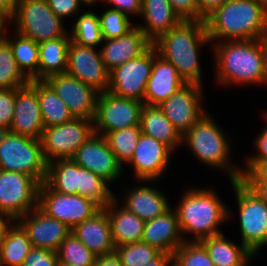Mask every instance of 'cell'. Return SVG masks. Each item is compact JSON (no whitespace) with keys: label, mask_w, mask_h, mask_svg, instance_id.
Returning a JSON list of instances; mask_svg holds the SVG:
<instances>
[{"label":"cell","mask_w":267,"mask_h":266,"mask_svg":"<svg viewBox=\"0 0 267 266\" xmlns=\"http://www.w3.org/2000/svg\"><path fill=\"white\" fill-rule=\"evenodd\" d=\"M140 15L145 19L146 25L137 26L152 43L183 21L169 0H142Z\"/></svg>","instance_id":"25"},{"label":"cell","mask_w":267,"mask_h":266,"mask_svg":"<svg viewBox=\"0 0 267 266\" xmlns=\"http://www.w3.org/2000/svg\"><path fill=\"white\" fill-rule=\"evenodd\" d=\"M32 248L23 227L17 221L12 222L0 250V266H21Z\"/></svg>","instance_id":"33"},{"label":"cell","mask_w":267,"mask_h":266,"mask_svg":"<svg viewBox=\"0 0 267 266\" xmlns=\"http://www.w3.org/2000/svg\"><path fill=\"white\" fill-rule=\"evenodd\" d=\"M252 171L261 180L267 181V160L261 161Z\"/></svg>","instance_id":"56"},{"label":"cell","mask_w":267,"mask_h":266,"mask_svg":"<svg viewBox=\"0 0 267 266\" xmlns=\"http://www.w3.org/2000/svg\"><path fill=\"white\" fill-rule=\"evenodd\" d=\"M15 88L0 89V131H8L13 121Z\"/></svg>","instance_id":"43"},{"label":"cell","mask_w":267,"mask_h":266,"mask_svg":"<svg viewBox=\"0 0 267 266\" xmlns=\"http://www.w3.org/2000/svg\"><path fill=\"white\" fill-rule=\"evenodd\" d=\"M98 16L99 15L92 11L80 13L73 25L74 27L70 34V40L82 46L95 48L102 44L103 39Z\"/></svg>","instance_id":"37"},{"label":"cell","mask_w":267,"mask_h":266,"mask_svg":"<svg viewBox=\"0 0 267 266\" xmlns=\"http://www.w3.org/2000/svg\"><path fill=\"white\" fill-rule=\"evenodd\" d=\"M66 73L100 93L108 90L109 71L102 61L100 51H97L95 47L82 46L70 40Z\"/></svg>","instance_id":"16"},{"label":"cell","mask_w":267,"mask_h":266,"mask_svg":"<svg viewBox=\"0 0 267 266\" xmlns=\"http://www.w3.org/2000/svg\"><path fill=\"white\" fill-rule=\"evenodd\" d=\"M145 266H173L172 254L161 253L157 258L150 261Z\"/></svg>","instance_id":"53"},{"label":"cell","mask_w":267,"mask_h":266,"mask_svg":"<svg viewBox=\"0 0 267 266\" xmlns=\"http://www.w3.org/2000/svg\"><path fill=\"white\" fill-rule=\"evenodd\" d=\"M57 266H72V265H68V264H65L63 262L58 261Z\"/></svg>","instance_id":"60"},{"label":"cell","mask_w":267,"mask_h":266,"mask_svg":"<svg viewBox=\"0 0 267 266\" xmlns=\"http://www.w3.org/2000/svg\"><path fill=\"white\" fill-rule=\"evenodd\" d=\"M172 150L151 136L141 133L131 159L134 175L140 182H151L161 177L168 167Z\"/></svg>","instance_id":"18"},{"label":"cell","mask_w":267,"mask_h":266,"mask_svg":"<svg viewBox=\"0 0 267 266\" xmlns=\"http://www.w3.org/2000/svg\"><path fill=\"white\" fill-rule=\"evenodd\" d=\"M266 122H267V113H265ZM254 145L257 149L256 155H251L247 160V168L241 171H252L261 161L267 160V125L254 139Z\"/></svg>","instance_id":"46"},{"label":"cell","mask_w":267,"mask_h":266,"mask_svg":"<svg viewBox=\"0 0 267 266\" xmlns=\"http://www.w3.org/2000/svg\"><path fill=\"white\" fill-rule=\"evenodd\" d=\"M202 86L186 83L158 107L183 136L204 115Z\"/></svg>","instance_id":"14"},{"label":"cell","mask_w":267,"mask_h":266,"mask_svg":"<svg viewBox=\"0 0 267 266\" xmlns=\"http://www.w3.org/2000/svg\"><path fill=\"white\" fill-rule=\"evenodd\" d=\"M7 23H9L8 19H0V40L5 36V27H7ZM4 31V32H3Z\"/></svg>","instance_id":"57"},{"label":"cell","mask_w":267,"mask_h":266,"mask_svg":"<svg viewBox=\"0 0 267 266\" xmlns=\"http://www.w3.org/2000/svg\"><path fill=\"white\" fill-rule=\"evenodd\" d=\"M16 23V33L31 38L36 43L63 37L65 30L62 19L58 17L46 1L18 0L11 18Z\"/></svg>","instance_id":"8"},{"label":"cell","mask_w":267,"mask_h":266,"mask_svg":"<svg viewBox=\"0 0 267 266\" xmlns=\"http://www.w3.org/2000/svg\"><path fill=\"white\" fill-rule=\"evenodd\" d=\"M204 22L211 42L260 39L267 34V9L254 0H227Z\"/></svg>","instance_id":"1"},{"label":"cell","mask_w":267,"mask_h":266,"mask_svg":"<svg viewBox=\"0 0 267 266\" xmlns=\"http://www.w3.org/2000/svg\"><path fill=\"white\" fill-rule=\"evenodd\" d=\"M182 236L175 209L169 208L160 216L145 221L141 241L162 253L173 254L182 243L189 241Z\"/></svg>","instance_id":"23"},{"label":"cell","mask_w":267,"mask_h":266,"mask_svg":"<svg viewBox=\"0 0 267 266\" xmlns=\"http://www.w3.org/2000/svg\"><path fill=\"white\" fill-rule=\"evenodd\" d=\"M38 208L47 216L61 221L71 230L101 209L92 200L78 194L55 192L45 182L39 186Z\"/></svg>","instance_id":"12"},{"label":"cell","mask_w":267,"mask_h":266,"mask_svg":"<svg viewBox=\"0 0 267 266\" xmlns=\"http://www.w3.org/2000/svg\"><path fill=\"white\" fill-rule=\"evenodd\" d=\"M44 81L66 103L74 118L93 120L100 93L95 88L68 73L55 74Z\"/></svg>","instance_id":"15"},{"label":"cell","mask_w":267,"mask_h":266,"mask_svg":"<svg viewBox=\"0 0 267 266\" xmlns=\"http://www.w3.org/2000/svg\"><path fill=\"white\" fill-rule=\"evenodd\" d=\"M69 44L70 35L68 33L63 37L38 44V80H45L49 76L66 73Z\"/></svg>","instance_id":"30"},{"label":"cell","mask_w":267,"mask_h":266,"mask_svg":"<svg viewBox=\"0 0 267 266\" xmlns=\"http://www.w3.org/2000/svg\"><path fill=\"white\" fill-rule=\"evenodd\" d=\"M227 0H197L200 14L205 18L213 10L223 5Z\"/></svg>","instance_id":"50"},{"label":"cell","mask_w":267,"mask_h":266,"mask_svg":"<svg viewBox=\"0 0 267 266\" xmlns=\"http://www.w3.org/2000/svg\"><path fill=\"white\" fill-rule=\"evenodd\" d=\"M93 266H123L117 254L111 253L108 255L98 256L95 259Z\"/></svg>","instance_id":"51"},{"label":"cell","mask_w":267,"mask_h":266,"mask_svg":"<svg viewBox=\"0 0 267 266\" xmlns=\"http://www.w3.org/2000/svg\"><path fill=\"white\" fill-rule=\"evenodd\" d=\"M58 261L57 252L49 249L32 248L21 266H57Z\"/></svg>","instance_id":"44"},{"label":"cell","mask_w":267,"mask_h":266,"mask_svg":"<svg viewBox=\"0 0 267 266\" xmlns=\"http://www.w3.org/2000/svg\"><path fill=\"white\" fill-rule=\"evenodd\" d=\"M29 80L19 70L8 41L0 40V89L24 87Z\"/></svg>","instance_id":"36"},{"label":"cell","mask_w":267,"mask_h":266,"mask_svg":"<svg viewBox=\"0 0 267 266\" xmlns=\"http://www.w3.org/2000/svg\"><path fill=\"white\" fill-rule=\"evenodd\" d=\"M45 183L55 192L78 194L80 166L72 159H58L49 162Z\"/></svg>","instance_id":"32"},{"label":"cell","mask_w":267,"mask_h":266,"mask_svg":"<svg viewBox=\"0 0 267 266\" xmlns=\"http://www.w3.org/2000/svg\"><path fill=\"white\" fill-rule=\"evenodd\" d=\"M230 182L239 208L241 244L256 255L263 245H267V204L241 180Z\"/></svg>","instance_id":"7"},{"label":"cell","mask_w":267,"mask_h":266,"mask_svg":"<svg viewBox=\"0 0 267 266\" xmlns=\"http://www.w3.org/2000/svg\"><path fill=\"white\" fill-rule=\"evenodd\" d=\"M140 135V126H133L108 132L105 138L116 159L123 165V163H127L131 159Z\"/></svg>","instance_id":"38"},{"label":"cell","mask_w":267,"mask_h":266,"mask_svg":"<svg viewBox=\"0 0 267 266\" xmlns=\"http://www.w3.org/2000/svg\"><path fill=\"white\" fill-rule=\"evenodd\" d=\"M127 191L122 207L144 221L152 220L170 208L167 196L155 187L141 185Z\"/></svg>","instance_id":"26"},{"label":"cell","mask_w":267,"mask_h":266,"mask_svg":"<svg viewBox=\"0 0 267 266\" xmlns=\"http://www.w3.org/2000/svg\"><path fill=\"white\" fill-rule=\"evenodd\" d=\"M93 133V120L82 118L44 127L40 142L46 162L71 159Z\"/></svg>","instance_id":"9"},{"label":"cell","mask_w":267,"mask_h":266,"mask_svg":"<svg viewBox=\"0 0 267 266\" xmlns=\"http://www.w3.org/2000/svg\"><path fill=\"white\" fill-rule=\"evenodd\" d=\"M29 83L37 90L44 127L63 124L74 118L66 103L44 80H29Z\"/></svg>","instance_id":"31"},{"label":"cell","mask_w":267,"mask_h":266,"mask_svg":"<svg viewBox=\"0 0 267 266\" xmlns=\"http://www.w3.org/2000/svg\"><path fill=\"white\" fill-rule=\"evenodd\" d=\"M58 260L72 266H93L96 255L70 233L57 250Z\"/></svg>","instance_id":"39"},{"label":"cell","mask_w":267,"mask_h":266,"mask_svg":"<svg viewBox=\"0 0 267 266\" xmlns=\"http://www.w3.org/2000/svg\"><path fill=\"white\" fill-rule=\"evenodd\" d=\"M256 3L263 5L267 9V0H254Z\"/></svg>","instance_id":"59"},{"label":"cell","mask_w":267,"mask_h":266,"mask_svg":"<svg viewBox=\"0 0 267 266\" xmlns=\"http://www.w3.org/2000/svg\"><path fill=\"white\" fill-rule=\"evenodd\" d=\"M261 48L263 51V62H264V79L263 84H267V34L260 38Z\"/></svg>","instance_id":"55"},{"label":"cell","mask_w":267,"mask_h":266,"mask_svg":"<svg viewBox=\"0 0 267 266\" xmlns=\"http://www.w3.org/2000/svg\"><path fill=\"white\" fill-rule=\"evenodd\" d=\"M71 232L97 257L115 251L111 224L107 212L103 208L91 218L76 225Z\"/></svg>","instance_id":"24"},{"label":"cell","mask_w":267,"mask_h":266,"mask_svg":"<svg viewBox=\"0 0 267 266\" xmlns=\"http://www.w3.org/2000/svg\"><path fill=\"white\" fill-rule=\"evenodd\" d=\"M108 4L113 5L111 9H115L124 13L126 16L128 14L139 15L142 9V0H107Z\"/></svg>","instance_id":"49"},{"label":"cell","mask_w":267,"mask_h":266,"mask_svg":"<svg viewBox=\"0 0 267 266\" xmlns=\"http://www.w3.org/2000/svg\"><path fill=\"white\" fill-rule=\"evenodd\" d=\"M108 182L90 170L80 166V187L78 195L88 198L100 208L107 207L114 199Z\"/></svg>","instance_id":"35"},{"label":"cell","mask_w":267,"mask_h":266,"mask_svg":"<svg viewBox=\"0 0 267 266\" xmlns=\"http://www.w3.org/2000/svg\"><path fill=\"white\" fill-rule=\"evenodd\" d=\"M143 106L141 101L118 97L109 91L99 93L93 118L94 133L105 136L108 132L140 126Z\"/></svg>","instance_id":"11"},{"label":"cell","mask_w":267,"mask_h":266,"mask_svg":"<svg viewBox=\"0 0 267 266\" xmlns=\"http://www.w3.org/2000/svg\"><path fill=\"white\" fill-rule=\"evenodd\" d=\"M175 212L181 233L194 234L195 242L221 234L219 226L231 218L230 210L211 189H188Z\"/></svg>","instance_id":"4"},{"label":"cell","mask_w":267,"mask_h":266,"mask_svg":"<svg viewBox=\"0 0 267 266\" xmlns=\"http://www.w3.org/2000/svg\"><path fill=\"white\" fill-rule=\"evenodd\" d=\"M83 2V4L87 5V6H92L94 3H97V1L99 0H81Z\"/></svg>","instance_id":"58"},{"label":"cell","mask_w":267,"mask_h":266,"mask_svg":"<svg viewBox=\"0 0 267 266\" xmlns=\"http://www.w3.org/2000/svg\"><path fill=\"white\" fill-rule=\"evenodd\" d=\"M17 222L26 231L33 248L57 252L71 229L61 221L47 216L38 207L23 215Z\"/></svg>","instance_id":"19"},{"label":"cell","mask_w":267,"mask_h":266,"mask_svg":"<svg viewBox=\"0 0 267 266\" xmlns=\"http://www.w3.org/2000/svg\"><path fill=\"white\" fill-rule=\"evenodd\" d=\"M71 159L79 166L102 177L109 184L121 176L123 169L105 136L96 133L83 143Z\"/></svg>","instance_id":"17"},{"label":"cell","mask_w":267,"mask_h":266,"mask_svg":"<svg viewBox=\"0 0 267 266\" xmlns=\"http://www.w3.org/2000/svg\"><path fill=\"white\" fill-rule=\"evenodd\" d=\"M49 8L62 20L64 17L79 14L81 0H48ZM80 10V11H79Z\"/></svg>","instance_id":"47"},{"label":"cell","mask_w":267,"mask_h":266,"mask_svg":"<svg viewBox=\"0 0 267 266\" xmlns=\"http://www.w3.org/2000/svg\"><path fill=\"white\" fill-rule=\"evenodd\" d=\"M154 60L152 45L138 58L128 60L109 72L108 90L112 94L143 102Z\"/></svg>","instance_id":"13"},{"label":"cell","mask_w":267,"mask_h":266,"mask_svg":"<svg viewBox=\"0 0 267 266\" xmlns=\"http://www.w3.org/2000/svg\"><path fill=\"white\" fill-rule=\"evenodd\" d=\"M7 221L10 223H7ZM11 222H14L12 219L9 217L0 215V250L4 241V237L7 233L8 227L10 226Z\"/></svg>","instance_id":"54"},{"label":"cell","mask_w":267,"mask_h":266,"mask_svg":"<svg viewBox=\"0 0 267 266\" xmlns=\"http://www.w3.org/2000/svg\"><path fill=\"white\" fill-rule=\"evenodd\" d=\"M114 252L123 266H145L162 253L142 241L117 246Z\"/></svg>","instance_id":"40"},{"label":"cell","mask_w":267,"mask_h":266,"mask_svg":"<svg viewBox=\"0 0 267 266\" xmlns=\"http://www.w3.org/2000/svg\"><path fill=\"white\" fill-rule=\"evenodd\" d=\"M0 19H7V18L0 13Z\"/></svg>","instance_id":"61"},{"label":"cell","mask_w":267,"mask_h":266,"mask_svg":"<svg viewBox=\"0 0 267 266\" xmlns=\"http://www.w3.org/2000/svg\"><path fill=\"white\" fill-rule=\"evenodd\" d=\"M223 133L221 127L206 113L182 136V143H187L201 163L228 171L230 181L241 180L242 169L230 164L231 146Z\"/></svg>","instance_id":"5"},{"label":"cell","mask_w":267,"mask_h":266,"mask_svg":"<svg viewBox=\"0 0 267 266\" xmlns=\"http://www.w3.org/2000/svg\"><path fill=\"white\" fill-rule=\"evenodd\" d=\"M169 2L183 21H200L205 19L199 12L197 0H169Z\"/></svg>","instance_id":"45"},{"label":"cell","mask_w":267,"mask_h":266,"mask_svg":"<svg viewBox=\"0 0 267 266\" xmlns=\"http://www.w3.org/2000/svg\"><path fill=\"white\" fill-rule=\"evenodd\" d=\"M102 42L106 44L100 48V53L109 72L128 60L138 58L153 45L137 25L123 36Z\"/></svg>","instance_id":"21"},{"label":"cell","mask_w":267,"mask_h":266,"mask_svg":"<svg viewBox=\"0 0 267 266\" xmlns=\"http://www.w3.org/2000/svg\"><path fill=\"white\" fill-rule=\"evenodd\" d=\"M185 81L175 66L162 58L154 47V60L151 76L147 81L143 103L158 106L172 96Z\"/></svg>","instance_id":"22"},{"label":"cell","mask_w":267,"mask_h":266,"mask_svg":"<svg viewBox=\"0 0 267 266\" xmlns=\"http://www.w3.org/2000/svg\"><path fill=\"white\" fill-rule=\"evenodd\" d=\"M47 167L40 140L0 131V170L27 174L42 184Z\"/></svg>","instance_id":"6"},{"label":"cell","mask_w":267,"mask_h":266,"mask_svg":"<svg viewBox=\"0 0 267 266\" xmlns=\"http://www.w3.org/2000/svg\"><path fill=\"white\" fill-rule=\"evenodd\" d=\"M98 18L103 40L123 36L134 27L128 16L115 9H107Z\"/></svg>","instance_id":"42"},{"label":"cell","mask_w":267,"mask_h":266,"mask_svg":"<svg viewBox=\"0 0 267 266\" xmlns=\"http://www.w3.org/2000/svg\"><path fill=\"white\" fill-rule=\"evenodd\" d=\"M43 129L37 90L30 83L15 88L13 121L8 131L40 140Z\"/></svg>","instance_id":"20"},{"label":"cell","mask_w":267,"mask_h":266,"mask_svg":"<svg viewBox=\"0 0 267 266\" xmlns=\"http://www.w3.org/2000/svg\"><path fill=\"white\" fill-rule=\"evenodd\" d=\"M12 48L14 58L19 70L28 80H38L39 46L31 38L19 33L14 39L6 36Z\"/></svg>","instance_id":"34"},{"label":"cell","mask_w":267,"mask_h":266,"mask_svg":"<svg viewBox=\"0 0 267 266\" xmlns=\"http://www.w3.org/2000/svg\"><path fill=\"white\" fill-rule=\"evenodd\" d=\"M40 183L31 176L0 170V215L17 221L38 207Z\"/></svg>","instance_id":"10"},{"label":"cell","mask_w":267,"mask_h":266,"mask_svg":"<svg viewBox=\"0 0 267 266\" xmlns=\"http://www.w3.org/2000/svg\"><path fill=\"white\" fill-rule=\"evenodd\" d=\"M213 44L217 82L225 85L263 84L264 62L260 39L215 41Z\"/></svg>","instance_id":"3"},{"label":"cell","mask_w":267,"mask_h":266,"mask_svg":"<svg viewBox=\"0 0 267 266\" xmlns=\"http://www.w3.org/2000/svg\"><path fill=\"white\" fill-rule=\"evenodd\" d=\"M117 204L118 201L115 197L107 207L103 208L107 212L111 224L112 240L115 247L140 242L145 221Z\"/></svg>","instance_id":"27"},{"label":"cell","mask_w":267,"mask_h":266,"mask_svg":"<svg viewBox=\"0 0 267 266\" xmlns=\"http://www.w3.org/2000/svg\"><path fill=\"white\" fill-rule=\"evenodd\" d=\"M173 266H215L199 242L185 241L172 254Z\"/></svg>","instance_id":"41"},{"label":"cell","mask_w":267,"mask_h":266,"mask_svg":"<svg viewBox=\"0 0 267 266\" xmlns=\"http://www.w3.org/2000/svg\"><path fill=\"white\" fill-rule=\"evenodd\" d=\"M209 42L204 20L182 21L161 35L153 46L162 58L175 66L185 83L202 86L198 48Z\"/></svg>","instance_id":"2"},{"label":"cell","mask_w":267,"mask_h":266,"mask_svg":"<svg viewBox=\"0 0 267 266\" xmlns=\"http://www.w3.org/2000/svg\"><path fill=\"white\" fill-rule=\"evenodd\" d=\"M18 0H0V13L9 21L13 17Z\"/></svg>","instance_id":"52"},{"label":"cell","mask_w":267,"mask_h":266,"mask_svg":"<svg viewBox=\"0 0 267 266\" xmlns=\"http://www.w3.org/2000/svg\"><path fill=\"white\" fill-rule=\"evenodd\" d=\"M141 133L151 136L172 151L182 144V136L158 106L144 104L140 118Z\"/></svg>","instance_id":"28"},{"label":"cell","mask_w":267,"mask_h":266,"mask_svg":"<svg viewBox=\"0 0 267 266\" xmlns=\"http://www.w3.org/2000/svg\"><path fill=\"white\" fill-rule=\"evenodd\" d=\"M241 172V181L267 204V181L261 180L253 171Z\"/></svg>","instance_id":"48"},{"label":"cell","mask_w":267,"mask_h":266,"mask_svg":"<svg viewBox=\"0 0 267 266\" xmlns=\"http://www.w3.org/2000/svg\"><path fill=\"white\" fill-rule=\"evenodd\" d=\"M199 242L205 247L215 266H246L255 256L243 244L236 245L222 233Z\"/></svg>","instance_id":"29"}]
</instances>
